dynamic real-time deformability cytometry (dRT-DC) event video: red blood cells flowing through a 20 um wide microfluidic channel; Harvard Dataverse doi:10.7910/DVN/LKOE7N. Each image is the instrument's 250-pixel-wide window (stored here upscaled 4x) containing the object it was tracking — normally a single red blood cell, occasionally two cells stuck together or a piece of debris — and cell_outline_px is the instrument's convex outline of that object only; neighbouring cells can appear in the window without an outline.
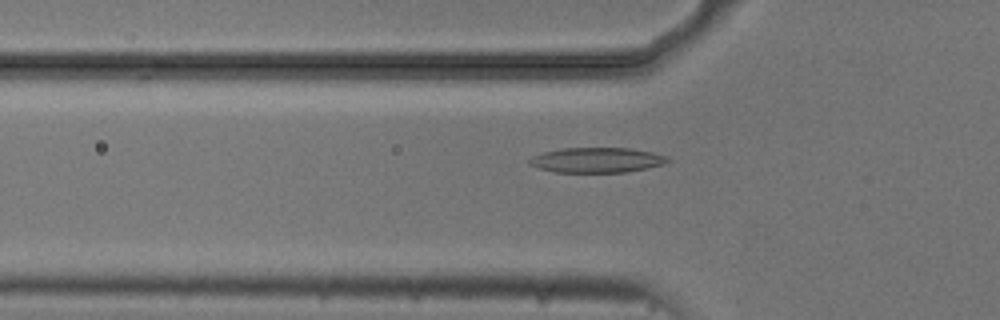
{"species": "common noctule bat (a hibernating species)", "species_latin": "Nyctalus noctula", "temperature_condition": "cold", "stored_images_in_passage": 54, "camera_frame_rate_fps": 3000, "um_per_image_px": 0.085, "animal": {"sex": "male", "body_mass_g": 20.5, "forearm_length_mm": 52.5}, "frame": {"image": 1, "passage_image": 18, "time_ms": 5.667, "image_size_px": [1000, 320], "cell_outline_px": [[672, 160], [664, 164], [648, 168], [624, 172], [552, 172], [528, 164], [528, 160], [532, 156], [544, 152], [564, 148], [632, 148], [652, 152], [668, 156]], "centroid_in_image_um": [50.76, 13.6], "position_along_channel_um": 75.0, "area_um2": 20.29}}
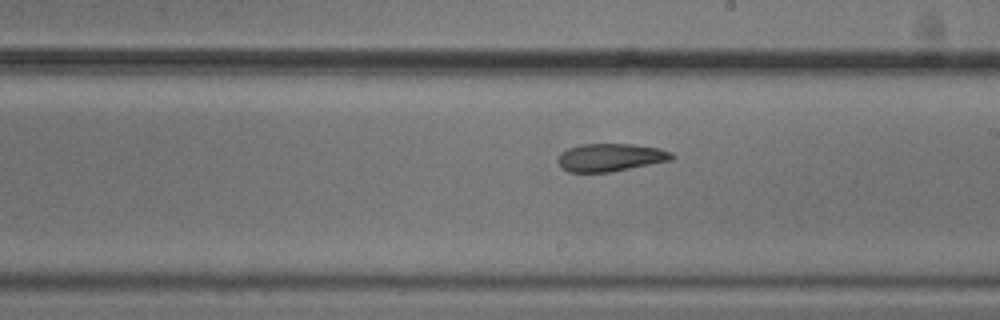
{"frame": {"image": 2, "passage_image": 31, "time_ms": 10.0, "image_size_px": [1000, 320], "cell_outline_px": [[676, 156], [672, 160], [612, 172], [568, 172], [556, 160], [560, 152], [568, 148], [580, 144], [632, 144], [660, 148], [672, 152]], "centroid_in_image_um": [51.91, 13.38], "position_along_channel_um": 237.1, "area_um2": 18.67}}
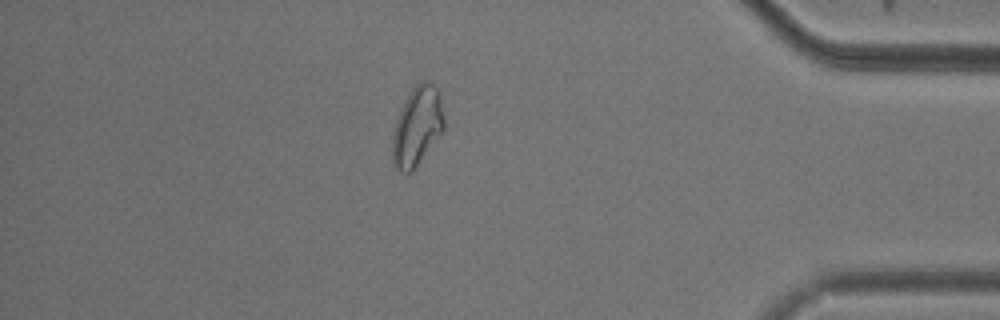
{"frame": {"image": 3, "passage_image": 47, "time_ms": 15.333, "image_size_px": [1000, 320], "cell_outline_px": [[444, 128], [412, 172], [400, 172], [396, 168], [392, 160], [392, 132], [396, 120], [412, 88], [416, 84], [424, 80], [428, 80], [440, 92], [444, 120]], "centroid_in_image_um": [35.45, 10.73], "position_along_channel_um": 399.8, "area_um2": 23.52}, "authors_computed_cell_mechanics": {"area_um2": 20.1722, "velocity_mm_per_s": 3.7198, "shape_relaxation_time_tau1_ms": null, "shape_relaxation_time_tau2_ms": 5.4647, "deformation_change_tau1": null, "deformation_change_tau2": 0.1373}}